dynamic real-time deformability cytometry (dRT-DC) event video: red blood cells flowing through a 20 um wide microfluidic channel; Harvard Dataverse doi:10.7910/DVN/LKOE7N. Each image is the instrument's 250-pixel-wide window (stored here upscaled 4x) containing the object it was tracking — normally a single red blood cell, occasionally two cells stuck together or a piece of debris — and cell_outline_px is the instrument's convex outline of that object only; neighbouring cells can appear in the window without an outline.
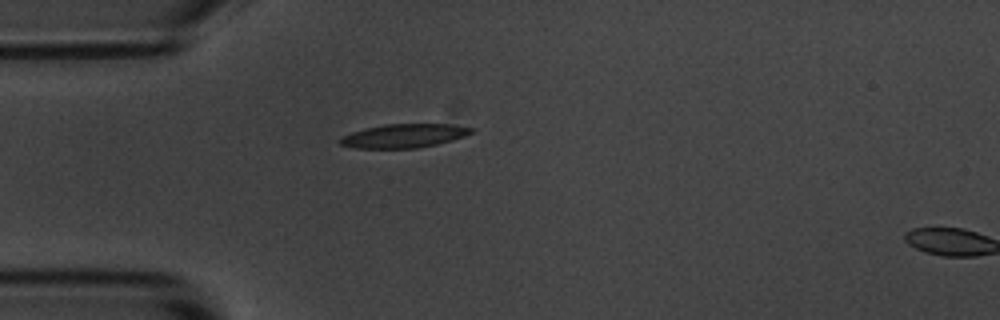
{"species": "common noctule bat (a hibernating species)", "species_latin": "Nyctalus noctula", "temperature_condition": "room temperature", "stored_images_in_passage": 2, "segment_of_instrument_passage": [1, 2], "camera_frame_rate_fps": 3000, "um_per_image_px": 0.085, "animal": {"sex": "male", "body_mass_g": 20.1, "forearm_length_mm": 53.5}, "frame": {"image": 1, "passage_image": 1, "time_ms": 0.0, "image_size_px": [1000, 320], "cell_outline_px": [[476, 132], [452, 140], [436, 144], [416, 148], [356, 148], [340, 144], [340, 136], [352, 132], [384, 124], [452, 124], [476, 128]], "centroid_in_image_um": [34.39, 11.53], "position_along_channel_um": 50.6, "area_um2": 18.15}}